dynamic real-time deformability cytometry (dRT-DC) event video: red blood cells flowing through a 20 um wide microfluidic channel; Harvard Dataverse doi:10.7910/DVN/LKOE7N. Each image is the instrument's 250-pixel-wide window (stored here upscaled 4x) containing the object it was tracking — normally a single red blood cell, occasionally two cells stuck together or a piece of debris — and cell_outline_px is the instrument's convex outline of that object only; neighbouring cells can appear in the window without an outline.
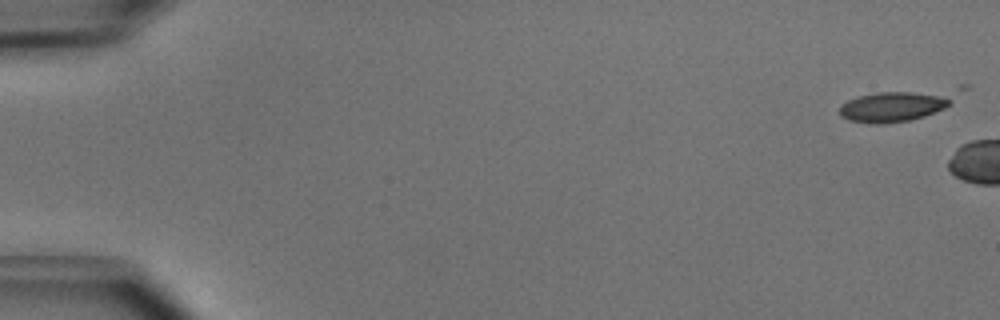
{"species": "common noctule bat (a hibernating species)", "species_latin": "Nyctalus noctula", "temperature_condition": "cold", "stored_images_in_passage": 5, "camera_frame_rate_fps": 3000, "um_per_image_px": 0.085, "animal": {"sex": "male", "body_mass_g": 15.6}, "frame": {"image": 1, "passage_image": 1, "time_ms": 0.0, "image_size_px": [1000, 320], "cell_outline_px": [[952, 100], [944, 108], [924, 116], [912, 120], [884, 124], [872, 124], [848, 120], [840, 116], [840, 104], [848, 100], [860, 96], [880, 92], [912, 92], [952, 96]], "centroid_in_image_um": [75.83, 9.09], "position_along_channel_um": 9.2, "area_um2": 19.42}}